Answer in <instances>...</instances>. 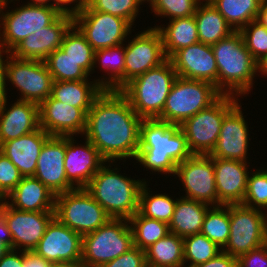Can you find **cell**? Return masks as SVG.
Segmentation results:
<instances>
[{"mask_svg": "<svg viewBox=\"0 0 267 267\" xmlns=\"http://www.w3.org/2000/svg\"><path fill=\"white\" fill-rule=\"evenodd\" d=\"M142 120L119 90H104L87 113L84 135L108 162L135 159Z\"/></svg>", "mask_w": 267, "mask_h": 267, "instance_id": "obj_1", "label": "cell"}, {"mask_svg": "<svg viewBox=\"0 0 267 267\" xmlns=\"http://www.w3.org/2000/svg\"><path fill=\"white\" fill-rule=\"evenodd\" d=\"M192 155L179 125L143 119L135 160L152 171L175 174L177 164Z\"/></svg>", "mask_w": 267, "mask_h": 267, "instance_id": "obj_2", "label": "cell"}, {"mask_svg": "<svg viewBox=\"0 0 267 267\" xmlns=\"http://www.w3.org/2000/svg\"><path fill=\"white\" fill-rule=\"evenodd\" d=\"M211 47L218 69V90L223 95L233 96L250 91L257 61L247 49L240 31H234Z\"/></svg>", "mask_w": 267, "mask_h": 267, "instance_id": "obj_3", "label": "cell"}, {"mask_svg": "<svg viewBox=\"0 0 267 267\" xmlns=\"http://www.w3.org/2000/svg\"><path fill=\"white\" fill-rule=\"evenodd\" d=\"M177 77L171 61L167 59L161 65L133 78L119 91L139 117L155 119L161 115Z\"/></svg>", "mask_w": 267, "mask_h": 267, "instance_id": "obj_4", "label": "cell"}, {"mask_svg": "<svg viewBox=\"0 0 267 267\" xmlns=\"http://www.w3.org/2000/svg\"><path fill=\"white\" fill-rule=\"evenodd\" d=\"M117 168L102 166L85 188L111 218L130 219L137 211L145 182L116 173Z\"/></svg>", "mask_w": 267, "mask_h": 267, "instance_id": "obj_5", "label": "cell"}, {"mask_svg": "<svg viewBox=\"0 0 267 267\" xmlns=\"http://www.w3.org/2000/svg\"><path fill=\"white\" fill-rule=\"evenodd\" d=\"M222 95L210 82L177 77L157 119L180 126L199 111L211 106Z\"/></svg>", "mask_w": 267, "mask_h": 267, "instance_id": "obj_6", "label": "cell"}, {"mask_svg": "<svg viewBox=\"0 0 267 267\" xmlns=\"http://www.w3.org/2000/svg\"><path fill=\"white\" fill-rule=\"evenodd\" d=\"M128 223V219L110 218L94 232L83 235L81 259L90 267H101L129 251L134 240Z\"/></svg>", "mask_w": 267, "mask_h": 267, "instance_id": "obj_7", "label": "cell"}, {"mask_svg": "<svg viewBox=\"0 0 267 267\" xmlns=\"http://www.w3.org/2000/svg\"><path fill=\"white\" fill-rule=\"evenodd\" d=\"M55 217L81 236L94 232L111 217L85 188L55 196Z\"/></svg>", "mask_w": 267, "mask_h": 267, "instance_id": "obj_8", "label": "cell"}, {"mask_svg": "<svg viewBox=\"0 0 267 267\" xmlns=\"http://www.w3.org/2000/svg\"><path fill=\"white\" fill-rule=\"evenodd\" d=\"M233 95H222L216 102L184 121L180 129L192 154L209 155L220 135L225 115L238 103Z\"/></svg>", "mask_w": 267, "mask_h": 267, "instance_id": "obj_9", "label": "cell"}, {"mask_svg": "<svg viewBox=\"0 0 267 267\" xmlns=\"http://www.w3.org/2000/svg\"><path fill=\"white\" fill-rule=\"evenodd\" d=\"M266 217L257 208L230 204V235L222 251L239 257L267 243Z\"/></svg>", "mask_w": 267, "mask_h": 267, "instance_id": "obj_10", "label": "cell"}, {"mask_svg": "<svg viewBox=\"0 0 267 267\" xmlns=\"http://www.w3.org/2000/svg\"><path fill=\"white\" fill-rule=\"evenodd\" d=\"M8 0L0 1V16H2L3 31L0 45L5 49V53L11 50L32 32L52 24L61 13L52 6L24 5L13 11L2 13L3 7ZM0 18V19H1ZM6 45V46H5Z\"/></svg>", "mask_w": 267, "mask_h": 267, "instance_id": "obj_11", "label": "cell"}, {"mask_svg": "<svg viewBox=\"0 0 267 267\" xmlns=\"http://www.w3.org/2000/svg\"><path fill=\"white\" fill-rule=\"evenodd\" d=\"M73 25L95 51L122 45L132 28L127 20L109 13L91 10L87 5L73 16Z\"/></svg>", "mask_w": 267, "mask_h": 267, "instance_id": "obj_12", "label": "cell"}, {"mask_svg": "<svg viewBox=\"0 0 267 267\" xmlns=\"http://www.w3.org/2000/svg\"><path fill=\"white\" fill-rule=\"evenodd\" d=\"M6 79L23 95L20 100L40 104L52 93L53 78L45 61L16 58L10 54Z\"/></svg>", "mask_w": 267, "mask_h": 267, "instance_id": "obj_13", "label": "cell"}, {"mask_svg": "<svg viewBox=\"0 0 267 267\" xmlns=\"http://www.w3.org/2000/svg\"><path fill=\"white\" fill-rule=\"evenodd\" d=\"M175 175L181 178L187 191L185 198L213 204L212 206L222 205L218 201L213 157L210 155L192 154L177 164Z\"/></svg>", "mask_w": 267, "mask_h": 267, "instance_id": "obj_14", "label": "cell"}, {"mask_svg": "<svg viewBox=\"0 0 267 267\" xmlns=\"http://www.w3.org/2000/svg\"><path fill=\"white\" fill-rule=\"evenodd\" d=\"M54 217L55 211H22L4 201V220L12 236V249L24 247L23 251H33Z\"/></svg>", "mask_w": 267, "mask_h": 267, "instance_id": "obj_15", "label": "cell"}, {"mask_svg": "<svg viewBox=\"0 0 267 267\" xmlns=\"http://www.w3.org/2000/svg\"><path fill=\"white\" fill-rule=\"evenodd\" d=\"M167 60L160 32L149 28L125 47V84Z\"/></svg>", "mask_w": 267, "mask_h": 267, "instance_id": "obj_16", "label": "cell"}, {"mask_svg": "<svg viewBox=\"0 0 267 267\" xmlns=\"http://www.w3.org/2000/svg\"><path fill=\"white\" fill-rule=\"evenodd\" d=\"M33 252L51 263L81 260L82 236L54 217Z\"/></svg>", "mask_w": 267, "mask_h": 267, "instance_id": "obj_17", "label": "cell"}, {"mask_svg": "<svg viewBox=\"0 0 267 267\" xmlns=\"http://www.w3.org/2000/svg\"><path fill=\"white\" fill-rule=\"evenodd\" d=\"M73 26V16L61 14L52 24L32 32L19 42L11 55L20 59L45 61L56 49H59L65 34Z\"/></svg>", "mask_w": 267, "mask_h": 267, "instance_id": "obj_18", "label": "cell"}, {"mask_svg": "<svg viewBox=\"0 0 267 267\" xmlns=\"http://www.w3.org/2000/svg\"><path fill=\"white\" fill-rule=\"evenodd\" d=\"M65 153L66 136H50L39 154L37 168L33 176L55 195L76 188L67 180L64 168Z\"/></svg>", "mask_w": 267, "mask_h": 267, "instance_id": "obj_19", "label": "cell"}, {"mask_svg": "<svg viewBox=\"0 0 267 267\" xmlns=\"http://www.w3.org/2000/svg\"><path fill=\"white\" fill-rule=\"evenodd\" d=\"M87 113L51 95L39 104V126L50 136H73L86 130Z\"/></svg>", "mask_w": 267, "mask_h": 267, "instance_id": "obj_20", "label": "cell"}, {"mask_svg": "<svg viewBox=\"0 0 267 267\" xmlns=\"http://www.w3.org/2000/svg\"><path fill=\"white\" fill-rule=\"evenodd\" d=\"M178 77L207 81L218 89V69L211 45L198 42L176 51L170 58Z\"/></svg>", "mask_w": 267, "mask_h": 267, "instance_id": "obj_21", "label": "cell"}, {"mask_svg": "<svg viewBox=\"0 0 267 267\" xmlns=\"http://www.w3.org/2000/svg\"><path fill=\"white\" fill-rule=\"evenodd\" d=\"M242 115L238 103L225 115L217 143L209 154L211 157L246 162L249 134Z\"/></svg>", "mask_w": 267, "mask_h": 267, "instance_id": "obj_22", "label": "cell"}, {"mask_svg": "<svg viewBox=\"0 0 267 267\" xmlns=\"http://www.w3.org/2000/svg\"><path fill=\"white\" fill-rule=\"evenodd\" d=\"M104 162L107 161L89 140L86 139L84 146H74L72 136H66L64 168L67 180L73 187L86 188Z\"/></svg>", "mask_w": 267, "mask_h": 267, "instance_id": "obj_23", "label": "cell"}, {"mask_svg": "<svg viewBox=\"0 0 267 267\" xmlns=\"http://www.w3.org/2000/svg\"><path fill=\"white\" fill-rule=\"evenodd\" d=\"M247 162L223 158H213L215 185L218 201L222 205L242 204L248 174Z\"/></svg>", "mask_w": 267, "mask_h": 267, "instance_id": "obj_24", "label": "cell"}, {"mask_svg": "<svg viewBox=\"0 0 267 267\" xmlns=\"http://www.w3.org/2000/svg\"><path fill=\"white\" fill-rule=\"evenodd\" d=\"M7 98L0 102V145L29 134L39 126V104L17 100L6 111Z\"/></svg>", "mask_w": 267, "mask_h": 267, "instance_id": "obj_25", "label": "cell"}, {"mask_svg": "<svg viewBox=\"0 0 267 267\" xmlns=\"http://www.w3.org/2000/svg\"><path fill=\"white\" fill-rule=\"evenodd\" d=\"M50 137L41 127L0 145L3 153L18 168L23 177L34 176L37 160L45 141Z\"/></svg>", "mask_w": 267, "mask_h": 267, "instance_id": "obj_26", "label": "cell"}, {"mask_svg": "<svg viewBox=\"0 0 267 267\" xmlns=\"http://www.w3.org/2000/svg\"><path fill=\"white\" fill-rule=\"evenodd\" d=\"M55 194L33 176L22 177L19 184L5 197L7 204L22 211H54Z\"/></svg>", "mask_w": 267, "mask_h": 267, "instance_id": "obj_27", "label": "cell"}, {"mask_svg": "<svg viewBox=\"0 0 267 267\" xmlns=\"http://www.w3.org/2000/svg\"><path fill=\"white\" fill-rule=\"evenodd\" d=\"M176 200L169 232L181 238L200 233L209 205L184 196Z\"/></svg>", "mask_w": 267, "mask_h": 267, "instance_id": "obj_28", "label": "cell"}, {"mask_svg": "<svg viewBox=\"0 0 267 267\" xmlns=\"http://www.w3.org/2000/svg\"><path fill=\"white\" fill-rule=\"evenodd\" d=\"M103 91L97 81H53L51 96L64 104L82 108L88 113L95 99Z\"/></svg>", "mask_w": 267, "mask_h": 267, "instance_id": "obj_29", "label": "cell"}, {"mask_svg": "<svg viewBox=\"0 0 267 267\" xmlns=\"http://www.w3.org/2000/svg\"><path fill=\"white\" fill-rule=\"evenodd\" d=\"M201 4H198L194 14L199 42L212 46L234 30L212 3Z\"/></svg>", "mask_w": 267, "mask_h": 267, "instance_id": "obj_30", "label": "cell"}, {"mask_svg": "<svg viewBox=\"0 0 267 267\" xmlns=\"http://www.w3.org/2000/svg\"><path fill=\"white\" fill-rule=\"evenodd\" d=\"M169 23L166 28L155 27L161 34L167 59L176 51L199 42L194 15L172 19Z\"/></svg>", "mask_w": 267, "mask_h": 267, "instance_id": "obj_31", "label": "cell"}, {"mask_svg": "<svg viewBox=\"0 0 267 267\" xmlns=\"http://www.w3.org/2000/svg\"><path fill=\"white\" fill-rule=\"evenodd\" d=\"M146 262L159 267H184L183 238L173 233L156 241L145 250Z\"/></svg>", "mask_w": 267, "mask_h": 267, "instance_id": "obj_32", "label": "cell"}, {"mask_svg": "<svg viewBox=\"0 0 267 267\" xmlns=\"http://www.w3.org/2000/svg\"><path fill=\"white\" fill-rule=\"evenodd\" d=\"M263 0H213L211 3L223 15L234 31L255 21Z\"/></svg>", "mask_w": 267, "mask_h": 267, "instance_id": "obj_33", "label": "cell"}, {"mask_svg": "<svg viewBox=\"0 0 267 267\" xmlns=\"http://www.w3.org/2000/svg\"><path fill=\"white\" fill-rule=\"evenodd\" d=\"M102 62L101 65L111 71L108 80L98 79V84L104 90H120L125 85V47L121 45L98 49L94 53V64ZM100 80V81H99Z\"/></svg>", "mask_w": 267, "mask_h": 267, "instance_id": "obj_34", "label": "cell"}, {"mask_svg": "<svg viewBox=\"0 0 267 267\" xmlns=\"http://www.w3.org/2000/svg\"><path fill=\"white\" fill-rule=\"evenodd\" d=\"M134 246L146 250L169 233V225L156 219L142 216L138 211L129 219Z\"/></svg>", "mask_w": 267, "mask_h": 267, "instance_id": "obj_35", "label": "cell"}, {"mask_svg": "<svg viewBox=\"0 0 267 267\" xmlns=\"http://www.w3.org/2000/svg\"><path fill=\"white\" fill-rule=\"evenodd\" d=\"M200 233L221 249L225 248L230 235V204L213 206L212 210L209 208Z\"/></svg>", "mask_w": 267, "mask_h": 267, "instance_id": "obj_36", "label": "cell"}, {"mask_svg": "<svg viewBox=\"0 0 267 267\" xmlns=\"http://www.w3.org/2000/svg\"><path fill=\"white\" fill-rule=\"evenodd\" d=\"M146 182L141 188L139 197L138 212L147 218L170 223L177 201L168 195H150ZM150 195V196H149Z\"/></svg>", "mask_w": 267, "mask_h": 267, "instance_id": "obj_37", "label": "cell"}, {"mask_svg": "<svg viewBox=\"0 0 267 267\" xmlns=\"http://www.w3.org/2000/svg\"><path fill=\"white\" fill-rule=\"evenodd\" d=\"M45 63L53 81L88 80L87 77L90 75L61 48L53 51L45 59Z\"/></svg>", "mask_w": 267, "mask_h": 267, "instance_id": "obj_38", "label": "cell"}, {"mask_svg": "<svg viewBox=\"0 0 267 267\" xmlns=\"http://www.w3.org/2000/svg\"><path fill=\"white\" fill-rule=\"evenodd\" d=\"M72 33H71V32ZM60 48L89 74L94 70L95 50L82 33L73 25L65 34Z\"/></svg>", "mask_w": 267, "mask_h": 267, "instance_id": "obj_39", "label": "cell"}, {"mask_svg": "<svg viewBox=\"0 0 267 267\" xmlns=\"http://www.w3.org/2000/svg\"><path fill=\"white\" fill-rule=\"evenodd\" d=\"M184 264L188 260L193 267L209 261L217 256L222 249L205 235L198 233L183 238Z\"/></svg>", "mask_w": 267, "mask_h": 267, "instance_id": "obj_40", "label": "cell"}, {"mask_svg": "<svg viewBox=\"0 0 267 267\" xmlns=\"http://www.w3.org/2000/svg\"><path fill=\"white\" fill-rule=\"evenodd\" d=\"M141 3V0H87L86 5L91 10L121 17L133 25Z\"/></svg>", "mask_w": 267, "mask_h": 267, "instance_id": "obj_41", "label": "cell"}, {"mask_svg": "<svg viewBox=\"0 0 267 267\" xmlns=\"http://www.w3.org/2000/svg\"><path fill=\"white\" fill-rule=\"evenodd\" d=\"M254 203V204H252ZM242 205L257 209L267 208V170L248 175L246 193ZM261 207V208H258Z\"/></svg>", "mask_w": 267, "mask_h": 267, "instance_id": "obj_42", "label": "cell"}, {"mask_svg": "<svg viewBox=\"0 0 267 267\" xmlns=\"http://www.w3.org/2000/svg\"><path fill=\"white\" fill-rule=\"evenodd\" d=\"M240 33L252 57L258 61L267 54V28L258 21L244 26Z\"/></svg>", "mask_w": 267, "mask_h": 267, "instance_id": "obj_43", "label": "cell"}, {"mask_svg": "<svg viewBox=\"0 0 267 267\" xmlns=\"http://www.w3.org/2000/svg\"><path fill=\"white\" fill-rule=\"evenodd\" d=\"M150 4L156 15L169 16L172 20L193 16L199 2L197 0H152Z\"/></svg>", "mask_w": 267, "mask_h": 267, "instance_id": "obj_44", "label": "cell"}, {"mask_svg": "<svg viewBox=\"0 0 267 267\" xmlns=\"http://www.w3.org/2000/svg\"><path fill=\"white\" fill-rule=\"evenodd\" d=\"M18 168L0 152V193L6 197L21 181Z\"/></svg>", "mask_w": 267, "mask_h": 267, "instance_id": "obj_45", "label": "cell"}, {"mask_svg": "<svg viewBox=\"0 0 267 267\" xmlns=\"http://www.w3.org/2000/svg\"><path fill=\"white\" fill-rule=\"evenodd\" d=\"M146 253L138 247H132L129 251L103 264L101 267H144Z\"/></svg>", "mask_w": 267, "mask_h": 267, "instance_id": "obj_46", "label": "cell"}, {"mask_svg": "<svg viewBox=\"0 0 267 267\" xmlns=\"http://www.w3.org/2000/svg\"><path fill=\"white\" fill-rule=\"evenodd\" d=\"M237 267H267V243L237 257Z\"/></svg>", "mask_w": 267, "mask_h": 267, "instance_id": "obj_47", "label": "cell"}, {"mask_svg": "<svg viewBox=\"0 0 267 267\" xmlns=\"http://www.w3.org/2000/svg\"><path fill=\"white\" fill-rule=\"evenodd\" d=\"M12 249V236L4 220V202L0 203V259Z\"/></svg>", "mask_w": 267, "mask_h": 267, "instance_id": "obj_48", "label": "cell"}, {"mask_svg": "<svg viewBox=\"0 0 267 267\" xmlns=\"http://www.w3.org/2000/svg\"><path fill=\"white\" fill-rule=\"evenodd\" d=\"M193 267H237V257L221 251L209 261Z\"/></svg>", "mask_w": 267, "mask_h": 267, "instance_id": "obj_49", "label": "cell"}, {"mask_svg": "<svg viewBox=\"0 0 267 267\" xmlns=\"http://www.w3.org/2000/svg\"><path fill=\"white\" fill-rule=\"evenodd\" d=\"M53 1H55V3L52 4L53 8H56L61 14H67L71 16H75L76 14H78L87 3V0H53ZM73 2H78V4H76L71 9L70 7L64 6L66 4H71Z\"/></svg>", "mask_w": 267, "mask_h": 267, "instance_id": "obj_50", "label": "cell"}, {"mask_svg": "<svg viewBox=\"0 0 267 267\" xmlns=\"http://www.w3.org/2000/svg\"><path fill=\"white\" fill-rule=\"evenodd\" d=\"M16 250L10 249L1 259L0 267H23L24 251L21 255H17Z\"/></svg>", "mask_w": 267, "mask_h": 267, "instance_id": "obj_51", "label": "cell"}, {"mask_svg": "<svg viewBox=\"0 0 267 267\" xmlns=\"http://www.w3.org/2000/svg\"><path fill=\"white\" fill-rule=\"evenodd\" d=\"M51 262L46 261L33 251H24L23 267H50Z\"/></svg>", "mask_w": 267, "mask_h": 267, "instance_id": "obj_52", "label": "cell"}, {"mask_svg": "<svg viewBox=\"0 0 267 267\" xmlns=\"http://www.w3.org/2000/svg\"><path fill=\"white\" fill-rule=\"evenodd\" d=\"M2 49V46L0 45V102H2L4 99H6V65L7 60L9 57H7L6 61L2 60V53L4 52Z\"/></svg>", "mask_w": 267, "mask_h": 267, "instance_id": "obj_53", "label": "cell"}, {"mask_svg": "<svg viewBox=\"0 0 267 267\" xmlns=\"http://www.w3.org/2000/svg\"><path fill=\"white\" fill-rule=\"evenodd\" d=\"M256 21L267 28V0H263Z\"/></svg>", "mask_w": 267, "mask_h": 267, "instance_id": "obj_54", "label": "cell"}, {"mask_svg": "<svg viewBox=\"0 0 267 267\" xmlns=\"http://www.w3.org/2000/svg\"><path fill=\"white\" fill-rule=\"evenodd\" d=\"M50 267H89V265L81 259L72 262L51 263Z\"/></svg>", "mask_w": 267, "mask_h": 267, "instance_id": "obj_55", "label": "cell"}, {"mask_svg": "<svg viewBox=\"0 0 267 267\" xmlns=\"http://www.w3.org/2000/svg\"><path fill=\"white\" fill-rule=\"evenodd\" d=\"M257 70L267 74V54L257 61Z\"/></svg>", "mask_w": 267, "mask_h": 267, "instance_id": "obj_56", "label": "cell"}, {"mask_svg": "<svg viewBox=\"0 0 267 267\" xmlns=\"http://www.w3.org/2000/svg\"><path fill=\"white\" fill-rule=\"evenodd\" d=\"M32 2L28 3L30 5H41V6H52V4H48L47 2H49L50 0H32Z\"/></svg>", "mask_w": 267, "mask_h": 267, "instance_id": "obj_57", "label": "cell"}, {"mask_svg": "<svg viewBox=\"0 0 267 267\" xmlns=\"http://www.w3.org/2000/svg\"><path fill=\"white\" fill-rule=\"evenodd\" d=\"M144 267H159V266H155V265H151V264H149V263H146V264L144 265Z\"/></svg>", "mask_w": 267, "mask_h": 267, "instance_id": "obj_58", "label": "cell"}, {"mask_svg": "<svg viewBox=\"0 0 267 267\" xmlns=\"http://www.w3.org/2000/svg\"><path fill=\"white\" fill-rule=\"evenodd\" d=\"M1 201H6V198L0 193V203H1Z\"/></svg>", "mask_w": 267, "mask_h": 267, "instance_id": "obj_59", "label": "cell"}, {"mask_svg": "<svg viewBox=\"0 0 267 267\" xmlns=\"http://www.w3.org/2000/svg\"><path fill=\"white\" fill-rule=\"evenodd\" d=\"M199 3H201L200 1L201 0H197ZM206 2L205 3H211L213 0H205Z\"/></svg>", "mask_w": 267, "mask_h": 267, "instance_id": "obj_60", "label": "cell"}, {"mask_svg": "<svg viewBox=\"0 0 267 267\" xmlns=\"http://www.w3.org/2000/svg\"><path fill=\"white\" fill-rule=\"evenodd\" d=\"M142 2H145L146 0H141ZM150 1V3L152 2V0H147V2Z\"/></svg>", "mask_w": 267, "mask_h": 267, "instance_id": "obj_61", "label": "cell"}]
</instances>
